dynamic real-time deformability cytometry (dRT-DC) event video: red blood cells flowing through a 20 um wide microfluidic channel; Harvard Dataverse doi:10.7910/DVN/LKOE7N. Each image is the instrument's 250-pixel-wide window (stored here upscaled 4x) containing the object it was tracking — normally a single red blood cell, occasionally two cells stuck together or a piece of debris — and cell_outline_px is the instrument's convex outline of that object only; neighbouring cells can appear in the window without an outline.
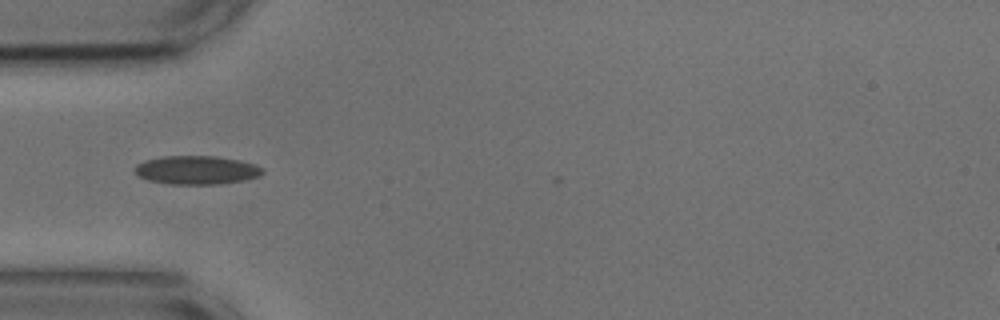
{"species": "common noctule bat (a hibernating species)", "species_latin": "Nyctalus noctula", "temperature_condition": "cold", "stored_images_in_passage": 37, "camera_frame_rate_fps": 3000, "um_per_image_px": 0.085, "animal": {"sex": "male", "body_mass_g": 17.9, "forearm_length_mm": 54.2}, "frame": {"image": 1, "passage_image": 7, "time_ms": 2.0, "image_size_px": [1000, 320], "cell_outline_px": [[264, 172], [256, 176], [240, 180], [220, 184], [172, 184], [148, 180], [140, 176], [136, 172], [136, 164], [148, 160], [164, 156], [216, 156], [240, 160], [256, 164], [264, 168]], "centroid_in_image_um": [16.74, 14.44], "position_along_channel_um": 68.3, "area_um2": 20.98}, "authors_computed_cell_mechanics": {"area_um2": 19.4786, "velocity_mm_per_s": 3.6587, "shape_relaxation_time_tau1_ms": 7.3997, "shape_relaxation_time_tau2_ms": 1.6264, "deformation_change_tau1": 0.1611, "deformation_change_tau2": 0.0643}}